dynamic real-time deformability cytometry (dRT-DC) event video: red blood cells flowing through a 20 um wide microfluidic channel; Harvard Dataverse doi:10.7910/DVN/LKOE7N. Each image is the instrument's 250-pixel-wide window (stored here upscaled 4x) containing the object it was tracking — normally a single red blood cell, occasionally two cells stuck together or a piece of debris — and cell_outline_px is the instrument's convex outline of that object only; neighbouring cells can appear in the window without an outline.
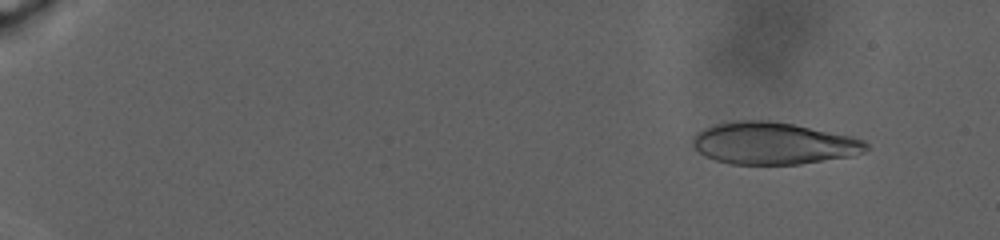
{"species": "human", "species_latin": "Homo sapiens", "temperature_condition": "warm", "stored_images_in_passage": 50, "camera_frame_rate_fps": 3000, "um_per_image_px": 0.085, "donor": {"sex": "male"}, "frame": {"image": 1, "passage_image": 5, "time_ms": 3.0, "image_size_px": [1000, 240], "cell_outline_px": [[868, 148], [864, 152], [852, 156], [800, 164], [732, 164], [716, 160], [704, 156], [692, 144], [692, 136], [696, 132], [704, 128], [716, 124], [736, 120], [772, 120], [852, 136], [864, 140], [868, 144]], "centroid_in_image_um": [65.73, 12.18], "position_along_channel_um": 19.3, "area_um2": 42.6}}
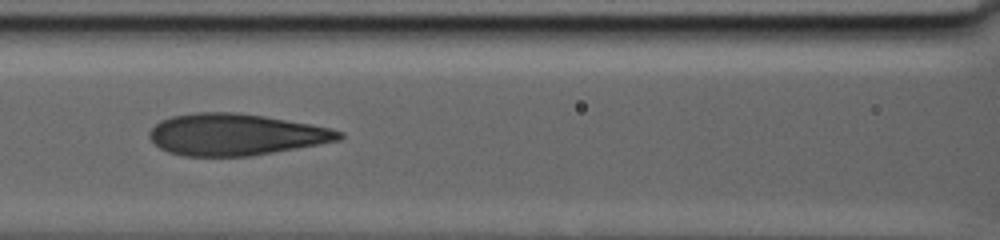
{"frame": {"image": 2, "passage_image": 33, "time_ms": 16.0, "image_size_px": [1000, 240], "cell_outline_px": [[344, 136], [340, 140], [252, 156], [184, 156], [168, 152], [160, 148], [148, 136], [148, 132], [160, 120], [172, 116], [196, 112], [240, 112], [264, 116], [332, 128], [344, 132]], "centroid_in_image_um": [20.02, 11.43], "position_along_channel_um": 146.6, "area_um2": 46.01}}
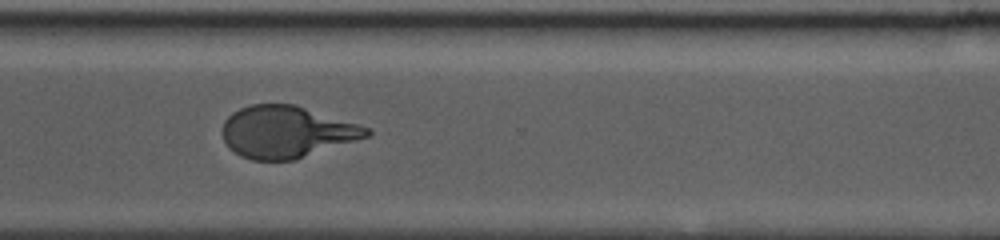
{"frame": {"image": 3, "passage_image": 49, "time_ms": 24.667, "image_size_px": [1000, 240], "cell_outline_px": [[372, 132], [368, 136], [296, 160], [252, 160], [240, 156], [228, 148], [224, 140], [224, 120], [232, 112], [240, 108], [252, 104], [296, 104], [372, 128]], "centroid_in_image_um": [24.37, 11.21], "position_along_channel_um": 346.2, "area_um2": 43.75}}